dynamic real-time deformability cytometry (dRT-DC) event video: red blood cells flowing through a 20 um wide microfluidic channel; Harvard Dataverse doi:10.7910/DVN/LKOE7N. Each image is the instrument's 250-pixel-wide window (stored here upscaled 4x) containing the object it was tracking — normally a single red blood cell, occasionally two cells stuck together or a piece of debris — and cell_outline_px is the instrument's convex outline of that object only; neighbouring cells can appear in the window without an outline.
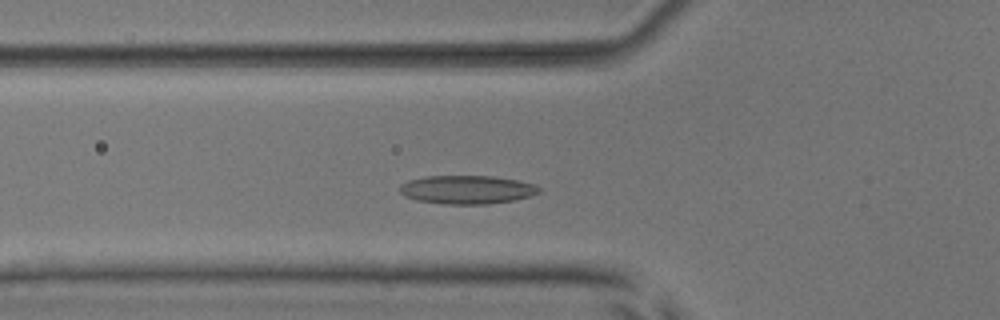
{"species": "common noctule bat (a hibernating species)", "species_latin": "Nyctalus noctula", "temperature_condition": "room temperature", "stored_images_in_passage": 48, "camera_frame_rate_fps": 3000, "um_per_image_px": 0.085, "animal": {"sex": "male", "body_mass_g": 17.9, "forearm_length_mm": 54.2}, "frame": {"image": 1, "passage_image": 13, "time_ms": 4.0, "image_size_px": [1000, 320], "cell_outline_px": [[540, 192], [532, 196], [516, 200], [488, 204], [444, 204], [416, 200], [404, 196], [400, 192], [400, 184], [408, 180], [424, 176], [492, 176], [516, 180], [532, 184], [540, 188]], "centroid_in_image_um": [39.67, 16.12], "position_along_channel_um": 86.1, "area_um2": 23.24}}
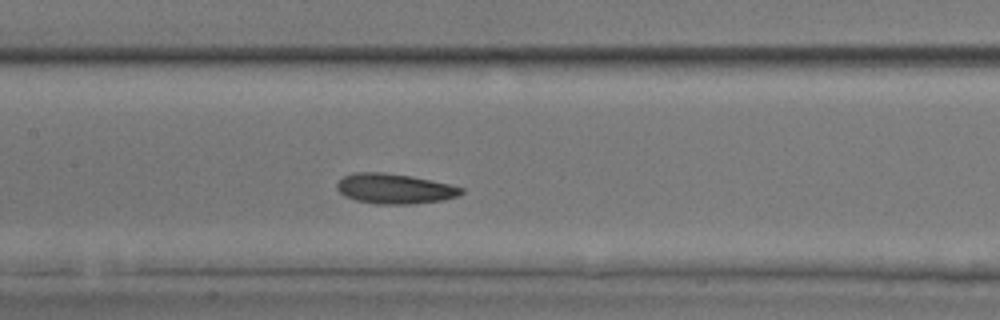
{"frame": {"image": 2, "passage_image": 20, "time_ms": 6.333, "image_size_px": [1000, 320], "cell_outline_px": [[464, 192], [456, 196], [440, 200], [412, 204], [376, 204], [356, 200], [344, 196], [336, 188], [336, 184], [344, 176], [356, 172], [384, 172], [412, 176], [432, 180], [464, 188]], "centroid_in_image_um": [33.51, 16.03], "position_along_channel_um": 173.9, "area_um2": 21.73}}
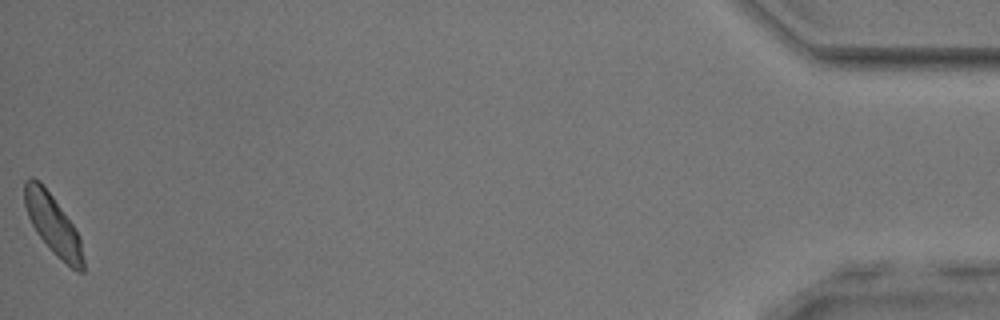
{"frame": {"image": 3, "passage_image": 48, "time_ms": 15.667, "image_size_px": [1000, 320], "cell_outline_px": [[84, 272], [76, 272], [56, 256], [52, 252], [36, 232], [28, 216], [24, 204], [24, 180], [28, 176], [32, 176], [40, 180], [52, 196], [72, 224], [80, 236], [84, 260]], "centroid_in_image_um": [4.49, 19.08], "position_along_channel_um": 430.7, "area_um2": 20.58}, "authors_computed_cell_mechanics": {"area_um2": 21.5305, "velocity_mm_per_s": 3.772, "shape_relaxation_time_tau1_ms": 3.3848, "shape_relaxation_time_tau2_ms": 7.7256, "deformation_change_tau1": 0.0864, "deformation_change_tau2": 0.1521}}